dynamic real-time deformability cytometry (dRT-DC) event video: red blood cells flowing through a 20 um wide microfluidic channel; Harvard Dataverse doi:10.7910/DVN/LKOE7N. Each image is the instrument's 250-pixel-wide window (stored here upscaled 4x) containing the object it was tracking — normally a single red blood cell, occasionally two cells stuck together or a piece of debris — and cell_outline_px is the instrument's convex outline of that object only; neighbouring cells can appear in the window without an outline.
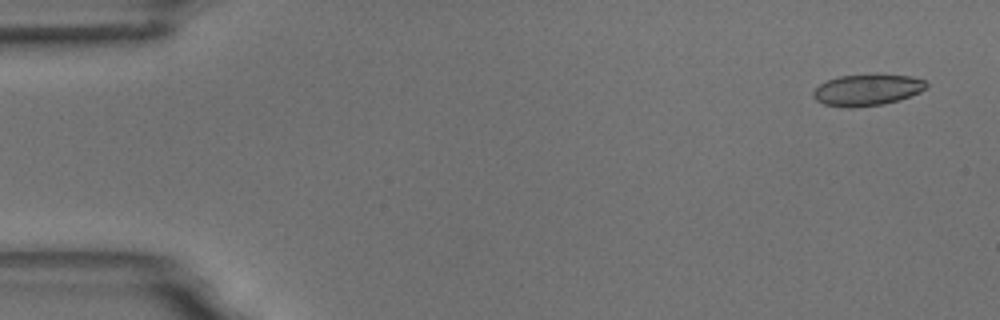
{"species": "common noctule bat (a hibernating species)", "species_latin": "Nyctalus noctula", "temperature_condition": "room temperature", "stored_images_in_passage": 9, "camera_frame_rate_fps": 3000, "um_per_image_px": 0.085, "animal": {"sex": "male", "body_mass_g": 18.8}, "frame": {"image": 1, "passage_image": 1, "time_ms": 0.0, "image_size_px": [1000, 320], "cell_outline_px": [[928, 88], [920, 92], [900, 100], [884, 104], [852, 108], [844, 108], [824, 104], [816, 100], [812, 96], [812, 92], [820, 84], [828, 80], [840, 76], [876, 72], [912, 76], [924, 80], [928, 84]], "centroid_in_image_um": [73.75, 7.62], "position_along_channel_um": 11.3, "area_um2": 21.44}}
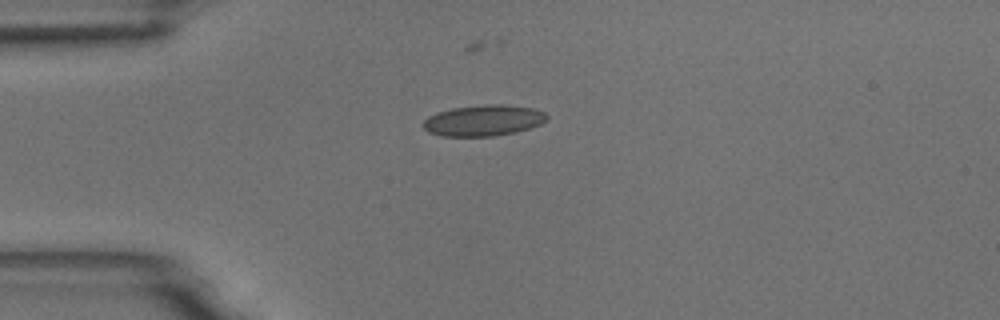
{"frame": {"image": 2, "passage_image": 4, "time_ms": 3.667, "image_size_px": [1000, 320], "cell_outline_px": [[548, 116], [540, 124], [516, 132], [492, 136], [440, 136], [428, 132], [424, 128], [424, 120], [428, 116], [436, 112], [452, 108], [484, 104], [500, 104], [532, 108], [544, 112]], "centroid_in_image_um": [41.05, 10.23], "position_along_channel_um": 43.9, "area_um2": 22.25}}
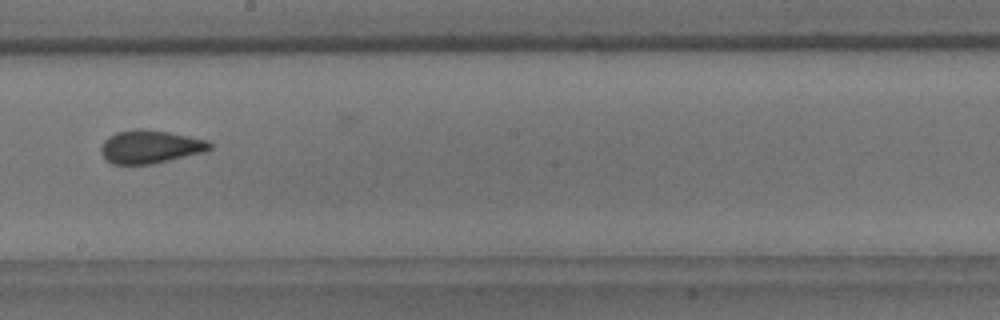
{"frame": {"image": 3, "passage_image": 9, "time_ms": 9.333, "image_size_px": [1000, 320], "cell_outline_px": [[212, 148], [204, 152], [152, 164], [112, 164], [100, 152], [100, 148], [104, 140], [108, 136], [116, 132], [132, 128], [148, 128], [208, 140], [212, 144]], "centroid_in_image_um": [12.75, 12.45], "position_along_channel_um": 235.4, "area_um2": 21.21}}